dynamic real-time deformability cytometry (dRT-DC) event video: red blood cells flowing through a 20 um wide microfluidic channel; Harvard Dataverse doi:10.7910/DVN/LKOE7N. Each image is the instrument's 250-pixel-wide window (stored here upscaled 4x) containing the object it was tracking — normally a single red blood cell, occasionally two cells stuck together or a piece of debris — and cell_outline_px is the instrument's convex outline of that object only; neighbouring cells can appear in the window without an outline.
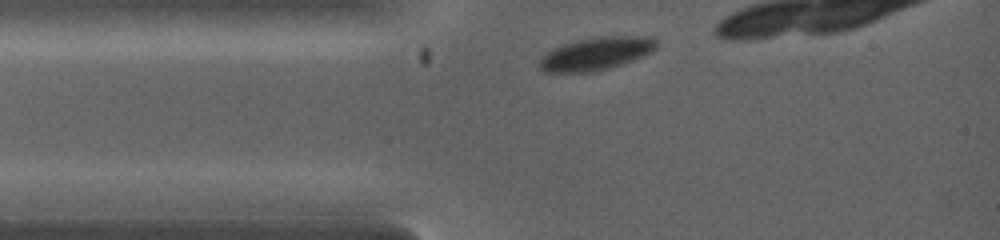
{"species": "common noctule bat (a hibernating species)", "species_latin": "Nyctalus noctula", "temperature_condition": "warm", "stored_images_in_passage": 3, "camera_frame_rate_fps": 5000, "um_per_image_px": 0.085, "animal": {"sex": "female", "body_mass_g": 19.0, "forearm_length_mm": 53.3}, "frame": {"image": 1, "passage_image": 1, "time_ms": 0.0, "image_size_px": [1000, 240], "cell_outline_px": [[660, 44], [652, 52], [644, 56], [608, 68], [588, 72], [544, 72], [540, 68], [540, 60], [548, 52], [564, 44], [576, 40], [596, 36], [652, 36]], "centroid_in_image_um": [50.74, 4.54], "position_along_channel_um": 34.3, "area_um2": 22.25}}